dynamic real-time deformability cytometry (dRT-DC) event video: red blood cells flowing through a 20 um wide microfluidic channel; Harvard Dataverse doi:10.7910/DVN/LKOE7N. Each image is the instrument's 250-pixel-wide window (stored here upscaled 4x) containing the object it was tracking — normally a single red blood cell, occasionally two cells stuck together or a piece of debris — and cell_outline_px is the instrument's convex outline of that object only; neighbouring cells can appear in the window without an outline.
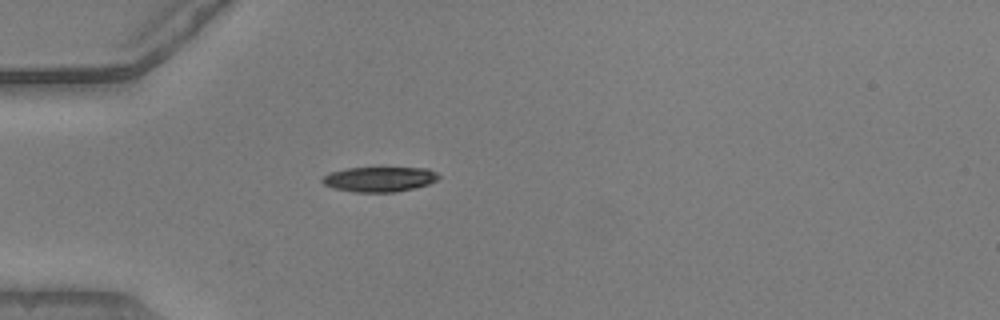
{"species": "common noctule bat (a hibernating species)", "species_latin": "Nyctalus noctula", "temperature_condition": "warm", "stored_images_in_passage": 38, "camera_frame_rate_fps": 3000, "um_per_image_px": 0.085, "animal": {"sex": "male", "body_mass_g": 20.5, "forearm_length_mm": 52.5}, "frame": {"image": 1, "passage_image": 1, "time_ms": 0.0, "image_size_px": [1000, 320], "cell_outline_px": [[440, 176], [436, 180], [428, 184], [396, 192], [352, 192], [332, 188], [324, 184], [320, 180], [328, 172], [348, 168], [428, 168], [436, 172]], "centroid_in_image_um": [32.21, 15.23], "position_along_channel_um": 52.8, "area_um2": 16.94}}
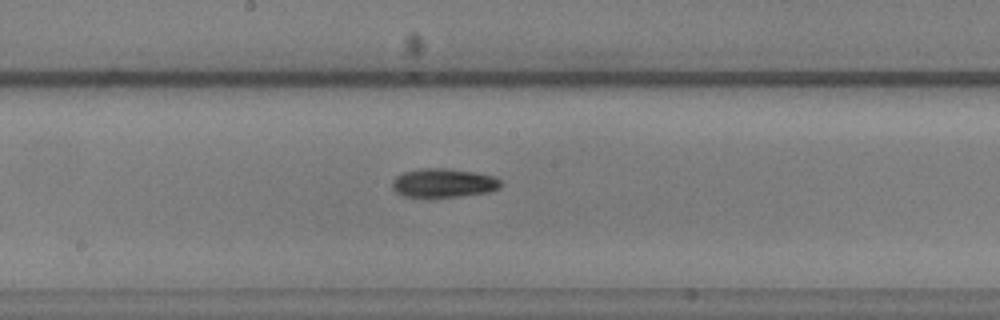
{"frame": {"image": 2, "passage_image": 14, "time_ms": 4.333, "image_size_px": [1000, 320], "cell_outline_px": [[504, 184], [500, 188], [488, 192], [432, 200], [424, 200], [404, 196], [396, 192], [392, 188], [392, 180], [396, 176], [404, 172], [420, 168], [448, 168], [476, 172], [496, 176]], "centroid_in_image_um": [37.68, 15.59], "position_along_channel_um": 210.5, "area_um2": 19.25}}
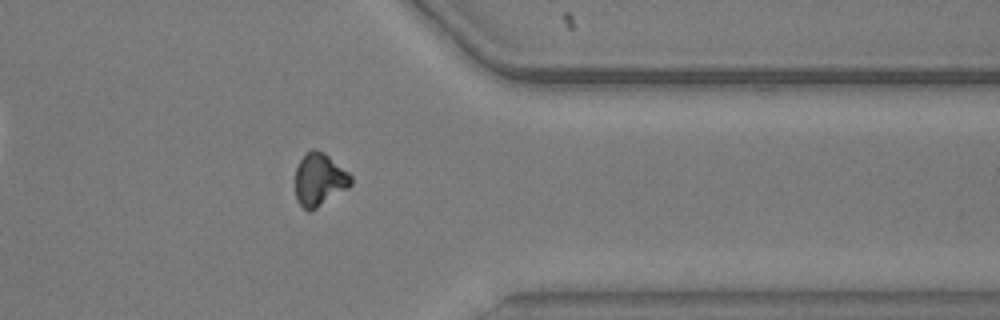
{"frame": {"image": 3, "passage_image": 28, "time_ms": 9.0, "image_size_px": [1000, 320], "cell_outline_px": [[352, 184], [348, 188], [316, 208], [308, 212], [296, 200], [296, 168], [300, 160], [312, 148], [316, 148], [324, 152], [348, 172], [352, 176]], "centroid_in_image_um": [27.16, 15.26], "position_along_channel_um": 384.2, "area_um2": 16.99}, "authors_computed_cell_mechanics": {"area_um2": 17.7446, "velocity_mm_per_s": 3.9042, "shape_relaxation_time_tau1_ms": 9.0519, "shape_relaxation_time_tau2_ms": null, "deformation_change_tau1": 0.237, "deformation_change_tau2": null}}